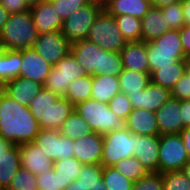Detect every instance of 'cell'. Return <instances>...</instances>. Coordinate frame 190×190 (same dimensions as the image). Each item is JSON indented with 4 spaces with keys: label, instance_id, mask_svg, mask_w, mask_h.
<instances>
[{
    "label": "cell",
    "instance_id": "obj_35",
    "mask_svg": "<svg viewBox=\"0 0 190 190\" xmlns=\"http://www.w3.org/2000/svg\"><path fill=\"white\" fill-rule=\"evenodd\" d=\"M127 42L142 41L141 19L128 14L114 17Z\"/></svg>",
    "mask_w": 190,
    "mask_h": 190
},
{
    "label": "cell",
    "instance_id": "obj_11",
    "mask_svg": "<svg viewBox=\"0 0 190 190\" xmlns=\"http://www.w3.org/2000/svg\"><path fill=\"white\" fill-rule=\"evenodd\" d=\"M71 45L61 30H57L39 34L33 49L49 64L55 66L60 59L71 52Z\"/></svg>",
    "mask_w": 190,
    "mask_h": 190
},
{
    "label": "cell",
    "instance_id": "obj_47",
    "mask_svg": "<svg viewBox=\"0 0 190 190\" xmlns=\"http://www.w3.org/2000/svg\"><path fill=\"white\" fill-rule=\"evenodd\" d=\"M171 97L177 100L190 99V76L186 73L176 82L170 90Z\"/></svg>",
    "mask_w": 190,
    "mask_h": 190
},
{
    "label": "cell",
    "instance_id": "obj_38",
    "mask_svg": "<svg viewBox=\"0 0 190 190\" xmlns=\"http://www.w3.org/2000/svg\"><path fill=\"white\" fill-rule=\"evenodd\" d=\"M57 98L58 96L56 94H53L50 90H46L43 87L41 91L30 101L28 108L38 120V118L45 113L46 109Z\"/></svg>",
    "mask_w": 190,
    "mask_h": 190
},
{
    "label": "cell",
    "instance_id": "obj_34",
    "mask_svg": "<svg viewBox=\"0 0 190 190\" xmlns=\"http://www.w3.org/2000/svg\"><path fill=\"white\" fill-rule=\"evenodd\" d=\"M92 75L82 76L73 80L64 98H67L74 106L91 99Z\"/></svg>",
    "mask_w": 190,
    "mask_h": 190
},
{
    "label": "cell",
    "instance_id": "obj_4",
    "mask_svg": "<svg viewBox=\"0 0 190 190\" xmlns=\"http://www.w3.org/2000/svg\"><path fill=\"white\" fill-rule=\"evenodd\" d=\"M75 110L84 118L94 133L105 135L125 127L124 120L110 110L108 103L88 99L77 104Z\"/></svg>",
    "mask_w": 190,
    "mask_h": 190
},
{
    "label": "cell",
    "instance_id": "obj_41",
    "mask_svg": "<svg viewBox=\"0 0 190 190\" xmlns=\"http://www.w3.org/2000/svg\"><path fill=\"white\" fill-rule=\"evenodd\" d=\"M37 178L22 167L14 175L8 190H37Z\"/></svg>",
    "mask_w": 190,
    "mask_h": 190
},
{
    "label": "cell",
    "instance_id": "obj_39",
    "mask_svg": "<svg viewBox=\"0 0 190 190\" xmlns=\"http://www.w3.org/2000/svg\"><path fill=\"white\" fill-rule=\"evenodd\" d=\"M163 190H190V179L181 171L162 173Z\"/></svg>",
    "mask_w": 190,
    "mask_h": 190
},
{
    "label": "cell",
    "instance_id": "obj_1",
    "mask_svg": "<svg viewBox=\"0 0 190 190\" xmlns=\"http://www.w3.org/2000/svg\"><path fill=\"white\" fill-rule=\"evenodd\" d=\"M38 120L28 106L21 105L0 88V136L13 145L34 141L39 133Z\"/></svg>",
    "mask_w": 190,
    "mask_h": 190
},
{
    "label": "cell",
    "instance_id": "obj_18",
    "mask_svg": "<svg viewBox=\"0 0 190 190\" xmlns=\"http://www.w3.org/2000/svg\"><path fill=\"white\" fill-rule=\"evenodd\" d=\"M20 162L23 169L36 176L54 168V161L49 159L33 141L20 145Z\"/></svg>",
    "mask_w": 190,
    "mask_h": 190
},
{
    "label": "cell",
    "instance_id": "obj_21",
    "mask_svg": "<svg viewBox=\"0 0 190 190\" xmlns=\"http://www.w3.org/2000/svg\"><path fill=\"white\" fill-rule=\"evenodd\" d=\"M43 84L18 76L5 83L1 89L16 102L28 106L30 101L41 91Z\"/></svg>",
    "mask_w": 190,
    "mask_h": 190
},
{
    "label": "cell",
    "instance_id": "obj_15",
    "mask_svg": "<svg viewBox=\"0 0 190 190\" xmlns=\"http://www.w3.org/2000/svg\"><path fill=\"white\" fill-rule=\"evenodd\" d=\"M160 135H135L134 157L148 172H159Z\"/></svg>",
    "mask_w": 190,
    "mask_h": 190
},
{
    "label": "cell",
    "instance_id": "obj_30",
    "mask_svg": "<svg viewBox=\"0 0 190 190\" xmlns=\"http://www.w3.org/2000/svg\"><path fill=\"white\" fill-rule=\"evenodd\" d=\"M118 78L120 92L127 95L144 90L151 82L150 73L129 69H123Z\"/></svg>",
    "mask_w": 190,
    "mask_h": 190
},
{
    "label": "cell",
    "instance_id": "obj_20",
    "mask_svg": "<svg viewBox=\"0 0 190 190\" xmlns=\"http://www.w3.org/2000/svg\"><path fill=\"white\" fill-rule=\"evenodd\" d=\"M74 109L75 106L67 98L58 97L38 118L40 129L59 130Z\"/></svg>",
    "mask_w": 190,
    "mask_h": 190
},
{
    "label": "cell",
    "instance_id": "obj_26",
    "mask_svg": "<svg viewBox=\"0 0 190 190\" xmlns=\"http://www.w3.org/2000/svg\"><path fill=\"white\" fill-rule=\"evenodd\" d=\"M118 93H120L118 76L92 75L91 99L108 103Z\"/></svg>",
    "mask_w": 190,
    "mask_h": 190
},
{
    "label": "cell",
    "instance_id": "obj_3",
    "mask_svg": "<svg viewBox=\"0 0 190 190\" xmlns=\"http://www.w3.org/2000/svg\"><path fill=\"white\" fill-rule=\"evenodd\" d=\"M180 30L171 29L157 39L147 43V60L150 74L161 67L185 60Z\"/></svg>",
    "mask_w": 190,
    "mask_h": 190
},
{
    "label": "cell",
    "instance_id": "obj_56",
    "mask_svg": "<svg viewBox=\"0 0 190 190\" xmlns=\"http://www.w3.org/2000/svg\"><path fill=\"white\" fill-rule=\"evenodd\" d=\"M65 190H85L77 180L70 183Z\"/></svg>",
    "mask_w": 190,
    "mask_h": 190
},
{
    "label": "cell",
    "instance_id": "obj_53",
    "mask_svg": "<svg viewBox=\"0 0 190 190\" xmlns=\"http://www.w3.org/2000/svg\"><path fill=\"white\" fill-rule=\"evenodd\" d=\"M176 2H181V0H151L152 7L155 8H163Z\"/></svg>",
    "mask_w": 190,
    "mask_h": 190
},
{
    "label": "cell",
    "instance_id": "obj_42",
    "mask_svg": "<svg viewBox=\"0 0 190 190\" xmlns=\"http://www.w3.org/2000/svg\"><path fill=\"white\" fill-rule=\"evenodd\" d=\"M160 9L163 16H166L170 29L180 30L184 26V14L181 2H176Z\"/></svg>",
    "mask_w": 190,
    "mask_h": 190
},
{
    "label": "cell",
    "instance_id": "obj_28",
    "mask_svg": "<svg viewBox=\"0 0 190 190\" xmlns=\"http://www.w3.org/2000/svg\"><path fill=\"white\" fill-rule=\"evenodd\" d=\"M22 62V50H5L0 52V88L19 76Z\"/></svg>",
    "mask_w": 190,
    "mask_h": 190
},
{
    "label": "cell",
    "instance_id": "obj_61",
    "mask_svg": "<svg viewBox=\"0 0 190 190\" xmlns=\"http://www.w3.org/2000/svg\"><path fill=\"white\" fill-rule=\"evenodd\" d=\"M0 190H8L7 188H2V187H0Z\"/></svg>",
    "mask_w": 190,
    "mask_h": 190
},
{
    "label": "cell",
    "instance_id": "obj_49",
    "mask_svg": "<svg viewBox=\"0 0 190 190\" xmlns=\"http://www.w3.org/2000/svg\"><path fill=\"white\" fill-rule=\"evenodd\" d=\"M180 37L186 58L190 57V26L184 25L180 29Z\"/></svg>",
    "mask_w": 190,
    "mask_h": 190
},
{
    "label": "cell",
    "instance_id": "obj_54",
    "mask_svg": "<svg viewBox=\"0 0 190 190\" xmlns=\"http://www.w3.org/2000/svg\"><path fill=\"white\" fill-rule=\"evenodd\" d=\"M11 13L0 4V31L4 27V24L8 21Z\"/></svg>",
    "mask_w": 190,
    "mask_h": 190
},
{
    "label": "cell",
    "instance_id": "obj_60",
    "mask_svg": "<svg viewBox=\"0 0 190 190\" xmlns=\"http://www.w3.org/2000/svg\"><path fill=\"white\" fill-rule=\"evenodd\" d=\"M43 0H27L28 4L30 6H33L35 4H38L39 2H42Z\"/></svg>",
    "mask_w": 190,
    "mask_h": 190
},
{
    "label": "cell",
    "instance_id": "obj_44",
    "mask_svg": "<svg viewBox=\"0 0 190 190\" xmlns=\"http://www.w3.org/2000/svg\"><path fill=\"white\" fill-rule=\"evenodd\" d=\"M92 0H52L51 4L55 7L61 20L67 19L72 12L86 6Z\"/></svg>",
    "mask_w": 190,
    "mask_h": 190
},
{
    "label": "cell",
    "instance_id": "obj_50",
    "mask_svg": "<svg viewBox=\"0 0 190 190\" xmlns=\"http://www.w3.org/2000/svg\"><path fill=\"white\" fill-rule=\"evenodd\" d=\"M181 115L183 129L190 128V99L181 100Z\"/></svg>",
    "mask_w": 190,
    "mask_h": 190
},
{
    "label": "cell",
    "instance_id": "obj_51",
    "mask_svg": "<svg viewBox=\"0 0 190 190\" xmlns=\"http://www.w3.org/2000/svg\"><path fill=\"white\" fill-rule=\"evenodd\" d=\"M186 148L187 157L190 161V128H184L180 133Z\"/></svg>",
    "mask_w": 190,
    "mask_h": 190
},
{
    "label": "cell",
    "instance_id": "obj_17",
    "mask_svg": "<svg viewBox=\"0 0 190 190\" xmlns=\"http://www.w3.org/2000/svg\"><path fill=\"white\" fill-rule=\"evenodd\" d=\"M155 114L160 135L176 134L183 130L181 100L171 97Z\"/></svg>",
    "mask_w": 190,
    "mask_h": 190
},
{
    "label": "cell",
    "instance_id": "obj_24",
    "mask_svg": "<svg viewBox=\"0 0 190 190\" xmlns=\"http://www.w3.org/2000/svg\"><path fill=\"white\" fill-rule=\"evenodd\" d=\"M171 30L160 8L151 7L141 19L142 41L151 42Z\"/></svg>",
    "mask_w": 190,
    "mask_h": 190
},
{
    "label": "cell",
    "instance_id": "obj_25",
    "mask_svg": "<svg viewBox=\"0 0 190 190\" xmlns=\"http://www.w3.org/2000/svg\"><path fill=\"white\" fill-rule=\"evenodd\" d=\"M151 7V0H111L104 9L114 17L128 14L142 19Z\"/></svg>",
    "mask_w": 190,
    "mask_h": 190
},
{
    "label": "cell",
    "instance_id": "obj_22",
    "mask_svg": "<svg viewBox=\"0 0 190 190\" xmlns=\"http://www.w3.org/2000/svg\"><path fill=\"white\" fill-rule=\"evenodd\" d=\"M124 122L125 128L135 135H160L155 112L133 109Z\"/></svg>",
    "mask_w": 190,
    "mask_h": 190
},
{
    "label": "cell",
    "instance_id": "obj_55",
    "mask_svg": "<svg viewBox=\"0 0 190 190\" xmlns=\"http://www.w3.org/2000/svg\"><path fill=\"white\" fill-rule=\"evenodd\" d=\"M13 146L11 142L5 141L0 136V156Z\"/></svg>",
    "mask_w": 190,
    "mask_h": 190
},
{
    "label": "cell",
    "instance_id": "obj_46",
    "mask_svg": "<svg viewBox=\"0 0 190 190\" xmlns=\"http://www.w3.org/2000/svg\"><path fill=\"white\" fill-rule=\"evenodd\" d=\"M36 178L37 190H61V179L54 169L45 171Z\"/></svg>",
    "mask_w": 190,
    "mask_h": 190
},
{
    "label": "cell",
    "instance_id": "obj_5",
    "mask_svg": "<svg viewBox=\"0 0 190 190\" xmlns=\"http://www.w3.org/2000/svg\"><path fill=\"white\" fill-rule=\"evenodd\" d=\"M107 51L121 52L127 41L119 30L114 16L103 9L91 26L87 38Z\"/></svg>",
    "mask_w": 190,
    "mask_h": 190
},
{
    "label": "cell",
    "instance_id": "obj_19",
    "mask_svg": "<svg viewBox=\"0 0 190 190\" xmlns=\"http://www.w3.org/2000/svg\"><path fill=\"white\" fill-rule=\"evenodd\" d=\"M30 13L38 34L61 30L63 21L50 1L31 6Z\"/></svg>",
    "mask_w": 190,
    "mask_h": 190
},
{
    "label": "cell",
    "instance_id": "obj_48",
    "mask_svg": "<svg viewBox=\"0 0 190 190\" xmlns=\"http://www.w3.org/2000/svg\"><path fill=\"white\" fill-rule=\"evenodd\" d=\"M0 4L11 14L23 13L25 11H29L31 8L27 0H1Z\"/></svg>",
    "mask_w": 190,
    "mask_h": 190
},
{
    "label": "cell",
    "instance_id": "obj_33",
    "mask_svg": "<svg viewBox=\"0 0 190 190\" xmlns=\"http://www.w3.org/2000/svg\"><path fill=\"white\" fill-rule=\"evenodd\" d=\"M53 169L55 170V173H58L61 179V190H65L82 172L83 164L76 158L72 157L54 161Z\"/></svg>",
    "mask_w": 190,
    "mask_h": 190
},
{
    "label": "cell",
    "instance_id": "obj_29",
    "mask_svg": "<svg viewBox=\"0 0 190 190\" xmlns=\"http://www.w3.org/2000/svg\"><path fill=\"white\" fill-rule=\"evenodd\" d=\"M185 60H179L170 66L161 67L150 74L151 82L171 90L185 73Z\"/></svg>",
    "mask_w": 190,
    "mask_h": 190
},
{
    "label": "cell",
    "instance_id": "obj_32",
    "mask_svg": "<svg viewBox=\"0 0 190 190\" xmlns=\"http://www.w3.org/2000/svg\"><path fill=\"white\" fill-rule=\"evenodd\" d=\"M103 166L99 164L83 165L82 172L76 180L85 190H104L107 189L103 183Z\"/></svg>",
    "mask_w": 190,
    "mask_h": 190
},
{
    "label": "cell",
    "instance_id": "obj_23",
    "mask_svg": "<svg viewBox=\"0 0 190 190\" xmlns=\"http://www.w3.org/2000/svg\"><path fill=\"white\" fill-rule=\"evenodd\" d=\"M120 55L124 69L150 73L146 42H127L126 46L121 50Z\"/></svg>",
    "mask_w": 190,
    "mask_h": 190
},
{
    "label": "cell",
    "instance_id": "obj_13",
    "mask_svg": "<svg viewBox=\"0 0 190 190\" xmlns=\"http://www.w3.org/2000/svg\"><path fill=\"white\" fill-rule=\"evenodd\" d=\"M128 97L133 109L143 108L156 112L171 98V92L160 85L150 82L144 90H139L137 93L131 92Z\"/></svg>",
    "mask_w": 190,
    "mask_h": 190
},
{
    "label": "cell",
    "instance_id": "obj_6",
    "mask_svg": "<svg viewBox=\"0 0 190 190\" xmlns=\"http://www.w3.org/2000/svg\"><path fill=\"white\" fill-rule=\"evenodd\" d=\"M87 75L85 68L78 63L70 52L52 67L43 86L58 97H65L70 83L79 77Z\"/></svg>",
    "mask_w": 190,
    "mask_h": 190
},
{
    "label": "cell",
    "instance_id": "obj_14",
    "mask_svg": "<svg viewBox=\"0 0 190 190\" xmlns=\"http://www.w3.org/2000/svg\"><path fill=\"white\" fill-rule=\"evenodd\" d=\"M52 65L41 57L33 48L22 50V62L19 76L30 79L41 84H45L48 74L52 70Z\"/></svg>",
    "mask_w": 190,
    "mask_h": 190
},
{
    "label": "cell",
    "instance_id": "obj_8",
    "mask_svg": "<svg viewBox=\"0 0 190 190\" xmlns=\"http://www.w3.org/2000/svg\"><path fill=\"white\" fill-rule=\"evenodd\" d=\"M104 8L94 1L81 7L63 21L61 32L72 43L86 39L96 17Z\"/></svg>",
    "mask_w": 190,
    "mask_h": 190
},
{
    "label": "cell",
    "instance_id": "obj_27",
    "mask_svg": "<svg viewBox=\"0 0 190 190\" xmlns=\"http://www.w3.org/2000/svg\"><path fill=\"white\" fill-rule=\"evenodd\" d=\"M20 168V145H13L0 156V187L8 189Z\"/></svg>",
    "mask_w": 190,
    "mask_h": 190
},
{
    "label": "cell",
    "instance_id": "obj_58",
    "mask_svg": "<svg viewBox=\"0 0 190 190\" xmlns=\"http://www.w3.org/2000/svg\"><path fill=\"white\" fill-rule=\"evenodd\" d=\"M92 1H94L96 4L104 8L111 0H92Z\"/></svg>",
    "mask_w": 190,
    "mask_h": 190
},
{
    "label": "cell",
    "instance_id": "obj_37",
    "mask_svg": "<svg viewBox=\"0 0 190 190\" xmlns=\"http://www.w3.org/2000/svg\"><path fill=\"white\" fill-rule=\"evenodd\" d=\"M102 177L108 190H132L133 182L113 166L103 167Z\"/></svg>",
    "mask_w": 190,
    "mask_h": 190
},
{
    "label": "cell",
    "instance_id": "obj_36",
    "mask_svg": "<svg viewBox=\"0 0 190 190\" xmlns=\"http://www.w3.org/2000/svg\"><path fill=\"white\" fill-rule=\"evenodd\" d=\"M113 167L133 183L149 173L143 164L135 157L122 159Z\"/></svg>",
    "mask_w": 190,
    "mask_h": 190
},
{
    "label": "cell",
    "instance_id": "obj_45",
    "mask_svg": "<svg viewBox=\"0 0 190 190\" xmlns=\"http://www.w3.org/2000/svg\"><path fill=\"white\" fill-rule=\"evenodd\" d=\"M132 190H163L162 173L149 172L133 183Z\"/></svg>",
    "mask_w": 190,
    "mask_h": 190
},
{
    "label": "cell",
    "instance_id": "obj_52",
    "mask_svg": "<svg viewBox=\"0 0 190 190\" xmlns=\"http://www.w3.org/2000/svg\"><path fill=\"white\" fill-rule=\"evenodd\" d=\"M184 14V25L190 26V0H181Z\"/></svg>",
    "mask_w": 190,
    "mask_h": 190
},
{
    "label": "cell",
    "instance_id": "obj_7",
    "mask_svg": "<svg viewBox=\"0 0 190 190\" xmlns=\"http://www.w3.org/2000/svg\"><path fill=\"white\" fill-rule=\"evenodd\" d=\"M135 134L127 128L103 135L101 164L103 167L114 166L125 158L134 157Z\"/></svg>",
    "mask_w": 190,
    "mask_h": 190
},
{
    "label": "cell",
    "instance_id": "obj_31",
    "mask_svg": "<svg viewBox=\"0 0 190 190\" xmlns=\"http://www.w3.org/2000/svg\"><path fill=\"white\" fill-rule=\"evenodd\" d=\"M59 132L62 136L68 137L72 140L94 133L84 118H82L75 109L59 128Z\"/></svg>",
    "mask_w": 190,
    "mask_h": 190
},
{
    "label": "cell",
    "instance_id": "obj_16",
    "mask_svg": "<svg viewBox=\"0 0 190 190\" xmlns=\"http://www.w3.org/2000/svg\"><path fill=\"white\" fill-rule=\"evenodd\" d=\"M74 158L83 165L99 164L102 159L103 135L92 133L73 140Z\"/></svg>",
    "mask_w": 190,
    "mask_h": 190
},
{
    "label": "cell",
    "instance_id": "obj_10",
    "mask_svg": "<svg viewBox=\"0 0 190 190\" xmlns=\"http://www.w3.org/2000/svg\"><path fill=\"white\" fill-rule=\"evenodd\" d=\"M33 142L52 161L74 157L73 140L62 136L59 130L40 129Z\"/></svg>",
    "mask_w": 190,
    "mask_h": 190
},
{
    "label": "cell",
    "instance_id": "obj_2",
    "mask_svg": "<svg viewBox=\"0 0 190 190\" xmlns=\"http://www.w3.org/2000/svg\"><path fill=\"white\" fill-rule=\"evenodd\" d=\"M38 32L30 10L11 14L0 31V46L5 50L33 48Z\"/></svg>",
    "mask_w": 190,
    "mask_h": 190
},
{
    "label": "cell",
    "instance_id": "obj_9",
    "mask_svg": "<svg viewBox=\"0 0 190 190\" xmlns=\"http://www.w3.org/2000/svg\"><path fill=\"white\" fill-rule=\"evenodd\" d=\"M189 161L179 133L160 135L159 172L182 170Z\"/></svg>",
    "mask_w": 190,
    "mask_h": 190
},
{
    "label": "cell",
    "instance_id": "obj_43",
    "mask_svg": "<svg viewBox=\"0 0 190 190\" xmlns=\"http://www.w3.org/2000/svg\"><path fill=\"white\" fill-rule=\"evenodd\" d=\"M109 108L114 111L116 115L122 120H126L129 114L132 112V104L127 94L118 93L109 102Z\"/></svg>",
    "mask_w": 190,
    "mask_h": 190
},
{
    "label": "cell",
    "instance_id": "obj_12",
    "mask_svg": "<svg viewBox=\"0 0 190 190\" xmlns=\"http://www.w3.org/2000/svg\"><path fill=\"white\" fill-rule=\"evenodd\" d=\"M71 53L88 75H102L103 48L88 39L72 42Z\"/></svg>",
    "mask_w": 190,
    "mask_h": 190
},
{
    "label": "cell",
    "instance_id": "obj_40",
    "mask_svg": "<svg viewBox=\"0 0 190 190\" xmlns=\"http://www.w3.org/2000/svg\"><path fill=\"white\" fill-rule=\"evenodd\" d=\"M123 69L120 52L107 51L103 48L102 75L117 77Z\"/></svg>",
    "mask_w": 190,
    "mask_h": 190
},
{
    "label": "cell",
    "instance_id": "obj_57",
    "mask_svg": "<svg viewBox=\"0 0 190 190\" xmlns=\"http://www.w3.org/2000/svg\"><path fill=\"white\" fill-rule=\"evenodd\" d=\"M190 179V161H188L181 170Z\"/></svg>",
    "mask_w": 190,
    "mask_h": 190
},
{
    "label": "cell",
    "instance_id": "obj_59",
    "mask_svg": "<svg viewBox=\"0 0 190 190\" xmlns=\"http://www.w3.org/2000/svg\"><path fill=\"white\" fill-rule=\"evenodd\" d=\"M185 64H186L185 73L190 76V57L185 59Z\"/></svg>",
    "mask_w": 190,
    "mask_h": 190
}]
</instances>
